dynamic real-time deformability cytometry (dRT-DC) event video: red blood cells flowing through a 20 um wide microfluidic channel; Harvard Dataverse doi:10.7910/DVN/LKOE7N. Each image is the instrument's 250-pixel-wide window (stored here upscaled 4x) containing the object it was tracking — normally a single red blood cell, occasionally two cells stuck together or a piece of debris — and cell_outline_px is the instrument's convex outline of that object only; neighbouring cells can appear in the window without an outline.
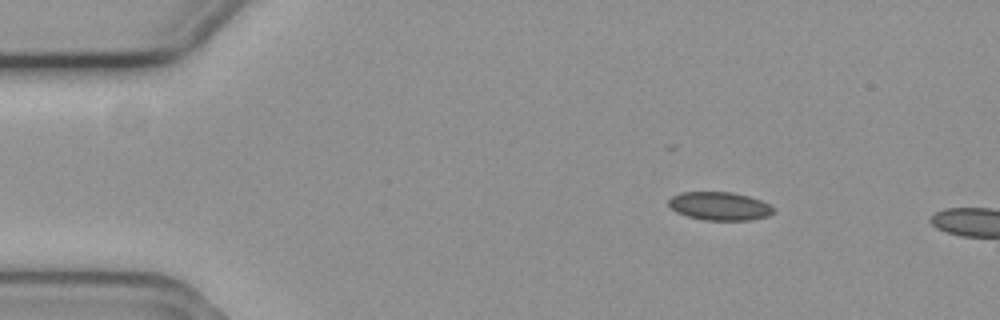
{"species": "common noctule bat (a hibernating species)", "species_latin": "Nyctalus noctula", "temperature_condition": "cold", "stored_images_in_passage": 42, "camera_frame_rate_fps": 3000, "um_per_image_px": 0.085, "animal": {"sex": "female", "body_mass_g": 19.3, "forearm_length_mm": 54.1}, "frame": {"image": 1, "passage_image": 1, "time_ms": 0.0, "image_size_px": [1000, 320], "cell_outline_px": [[772, 212], [768, 216], [752, 220], [704, 220], [688, 216], [676, 212], [668, 204], [668, 200], [672, 196], [680, 192], [732, 192], [748, 196], [760, 200], [768, 204], [772, 208]], "centroid_in_image_um": [61.13, 17.52], "position_along_channel_um": 23.9, "area_um2": 17.17}}
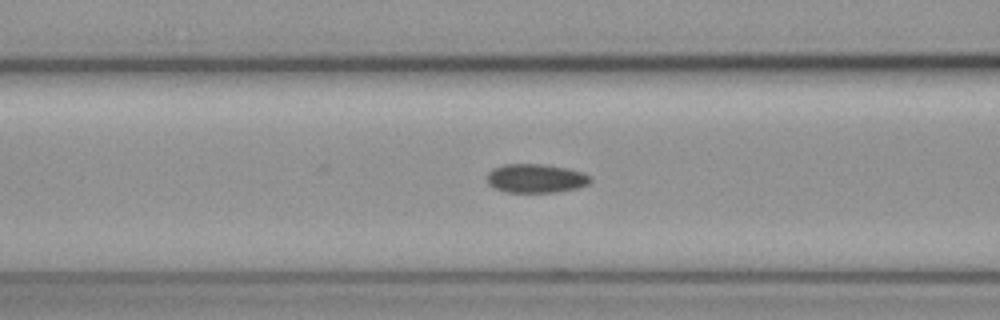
{"frame": {"image": 2, "passage_image": 15, "time_ms": 4.667, "image_size_px": [1000, 320], "cell_outline_px": [[592, 180], [588, 184], [576, 188], [552, 192], [504, 192], [488, 184], [488, 172], [492, 168], [504, 164], [544, 164], [568, 168], [584, 172]], "centroid_in_image_um": [45.53, 15.15], "position_along_channel_um": 121.1, "area_um2": 17.34}}
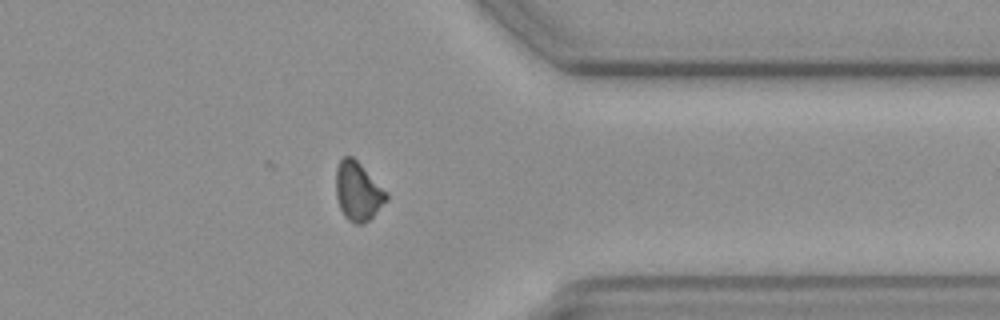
{"frame": {"image": 3, "passage_image": 37, "time_ms": 12.0, "image_size_px": [1000, 320], "cell_outline_px": [[388, 200], [364, 224], [356, 224], [348, 220], [344, 216], [340, 208], [336, 196], [336, 168], [340, 160], [344, 156], [352, 156], [388, 192]], "centroid_in_image_um": [30.43, 16.27], "position_along_channel_um": 381.0, "area_um2": 17.22}, "authors_computed_cell_mechanics": {"area_um2": 17.3978, "velocity_mm_per_s": 3.6901, "shape_relaxation_time_tau1_ms": 7.5802, "shape_relaxation_time_tau2_ms": null, "deformation_change_tau1": 0.0663, "deformation_change_tau2": null}}